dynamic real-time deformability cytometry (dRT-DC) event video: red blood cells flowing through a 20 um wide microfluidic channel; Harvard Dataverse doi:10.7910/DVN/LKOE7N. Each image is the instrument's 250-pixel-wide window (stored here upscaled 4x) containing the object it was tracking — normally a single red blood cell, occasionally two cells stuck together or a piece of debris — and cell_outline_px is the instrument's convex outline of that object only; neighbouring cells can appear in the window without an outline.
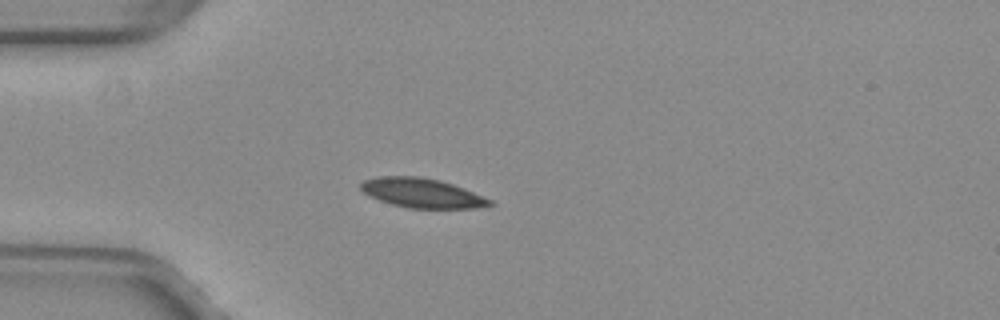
{"species": "common noctule bat (a hibernating species)", "species_latin": "Nyctalus noctula", "temperature_condition": "warm", "stored_images_in_passage": 38, "camera_frame_rate_fps": 3000, "um_per_image_px": 0.085, "animal": {"sex": "female", "body_mass_g": 29.2, "forearm_length_mm": 56.3}, "frame": {"image": 1, "passage_image": 1, "time_ms": 0.0, "image_size_px": [1000, 320], "cell_outline_px": [[492, 204], [472, 208], [408, 208], [392, 204], [380, 200], [364, 192], [360, 188], [360, 184], [364, 180], [376, 176], [420, 176], [440, 180], [464, 188], [492, 200]], "centroid_in_image_um": [35.84, 16.39], "position_along_channel_um": 49.2, "area_um2": 21.91}}
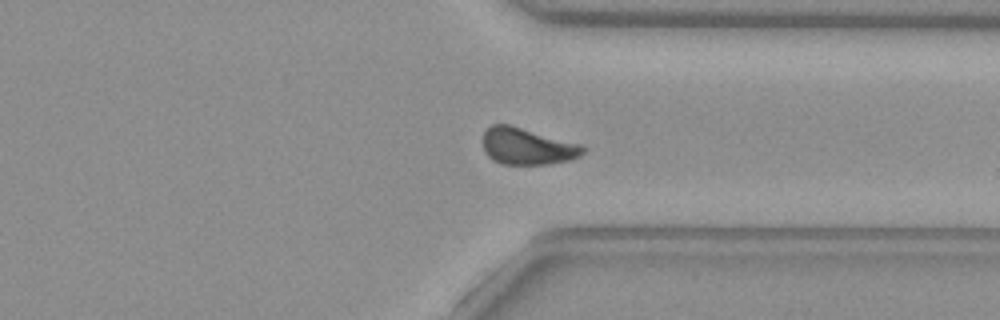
{"frame": {"image": 2, "passage_image": 26, "time_ms": 8.333, "image_size_px": [1000, 320], "cell_outline_px": [[588, 148], [580, 156], [568, 160], [548, 164], [504, 164], [492, 160], [484, 152], [484, 132], [492, 124], [508, 124], [584, 144]], "centroid_in_image_um": [44.86, 12.43], "position_along_channel_um": 366.5, "area_um2": 21.56}}
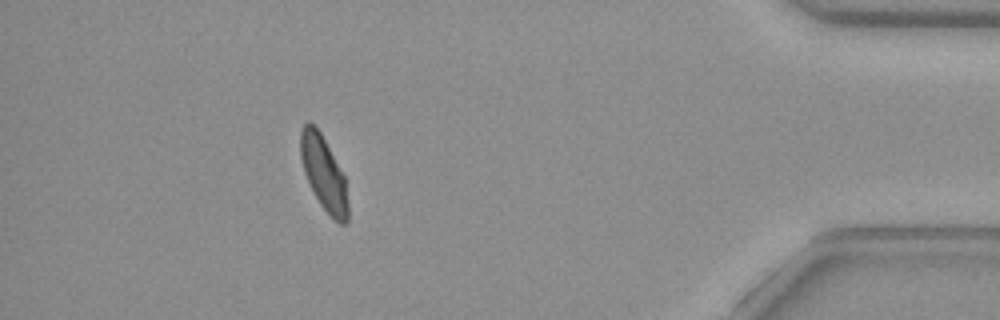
{"frame": {"image": 3, "passage_image": 33, "time_ms": 10.667, "image_size_px": [1000, 320], "cell_outline_px": [[348, 220], [344, 224], [340, 224], [320, 204], [304, 172], [300, 156], [300, 132], [304, 124], [308, 120], [320, 132], [344, 176], [348, 204]], "centroid_in_image_um": [27.5, 14.71], "position_along_channel_um": 407.7, "area_um2": 19.94}, "authors_computed_cell_mechanics": {"area_um2": 21.8484, "velocity_mm_per_s": 4.0038, "shape_relaxation_time_tau1_ms": 5.259, "shape_relaxation_time_tau2_ms": 1.7471, "deformation_change_tau1": 0.1479, "deformation_change_tau2": 0.0515}}